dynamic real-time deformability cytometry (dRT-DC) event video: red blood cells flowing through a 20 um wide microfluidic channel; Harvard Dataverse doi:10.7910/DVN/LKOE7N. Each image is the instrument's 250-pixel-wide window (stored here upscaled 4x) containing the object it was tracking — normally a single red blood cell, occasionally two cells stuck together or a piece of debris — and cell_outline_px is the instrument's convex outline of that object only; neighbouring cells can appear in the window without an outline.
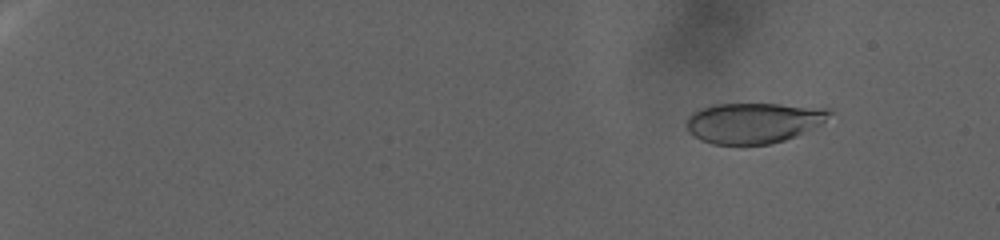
{"species": "human", "species_latin": "Homo sapiens", "temperature_condition": "warm", "stored_images_in_passage": 144, "camera_frame_rate_fps": 3000, "um_per_image_px": 0.085, "donor": {"sex": "female"}, "frame": {"image": 1, "passage_image": 12, "time_ms": 3.667, "image_size_px": [1000, 240], "cell_outline_px": [[832, 112], [820, 124], [796, 136], [772, 144], [744, 148], [740, 148], [712, 144], [700, 140], [692, 136], [688, 132], [688, 116], [692, 112], [700, 108], [712, 104], [780, 104], [832, 108]], "centroid_in_image_um": [64.01, 10.48], "position_along_channel_um": 21.0, "area_um2": 34.8}}
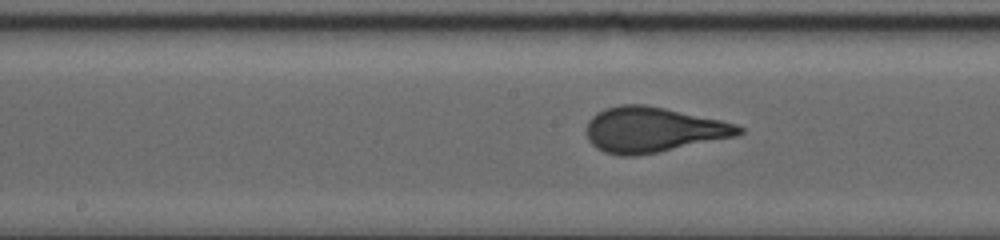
{"frame": {"image": 2, "passage_image": 84, "time_ms": 27.667, "image_size_px": [1000, 240], "cell_outline_px": [[744, 132], [736, 136], [636, 156], [620, 156], [604, 152], [596, 148], [588, 140], [584, 132], [584, 128], [588, 120], [596, 112], [604, 108], [620, 104], [644, 104], [664, 108], [720, 120], [736, 124], [744, 128]], "centroid_in_image_um": [55.43, 11.02], "position_along_channel_um": 192.8, "area_um2": 40.23}}
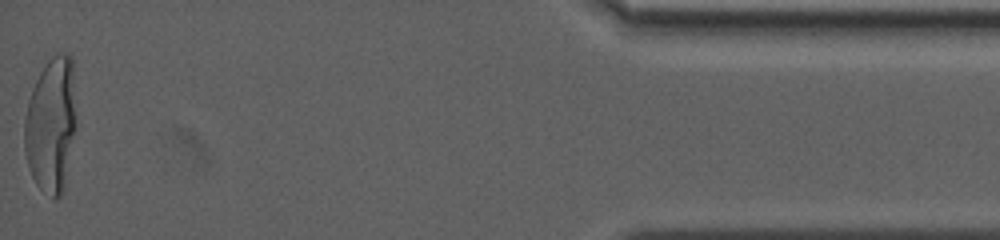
{"frame": {"image": 3, "passage_image": 144, "time_ms": 47.667, "image_size_px": [1000, 240], "cell_outline_px": [[76, 124], [64, 188], [60, 196], [56, 200], [52, 200], [36, 184], [32, 176], [24, 152], [24, 120], [28, 100], [32, 88], [40, 72], [48, 60], [56, 52], [68, 52], [72, 56]], "centroid_in_image_um": [4.34, 10.6], "position_along_channel_um": 430.9, "area_um2": 41.21}}